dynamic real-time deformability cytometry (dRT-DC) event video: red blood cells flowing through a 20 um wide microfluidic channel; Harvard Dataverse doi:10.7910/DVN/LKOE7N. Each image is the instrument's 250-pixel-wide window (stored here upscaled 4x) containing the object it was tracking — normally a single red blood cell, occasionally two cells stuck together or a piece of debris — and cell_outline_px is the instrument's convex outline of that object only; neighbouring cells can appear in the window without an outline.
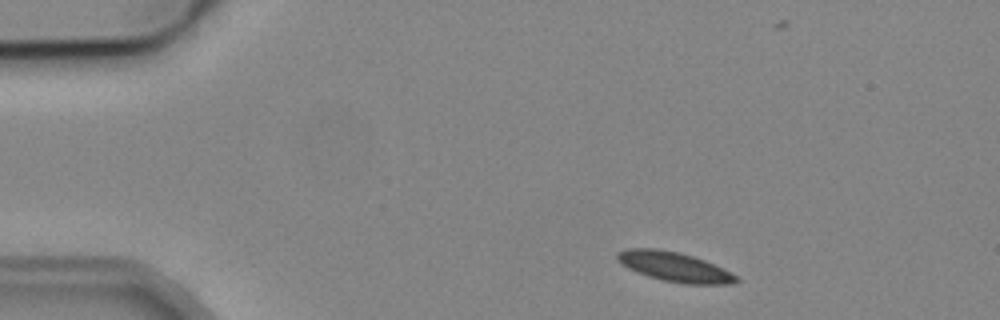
{"species": "common noctule bat (a hibernating species)", "species_latin": "Nyctalus noctula", "temperature_condition": "cold", "stored_images_in_passage": 2, "camera_frame_rate_fps": 3000, "um_per_image_px": 0.085, "animal": {"sex": "male", "body_mass_g": 19.2, "forearm_length_mm": 51.8}, "frame": {"image": 1, "passage_image": 1, "time_ms": 0.0, "image_size_px": [1000, 320], "cell_outline_px": [[740, 280], [732, 284], [684, 284], [664, 280], [648, 276], [628, 268], [616, 260], [616, 252], [628, 248], [656, 248], [680, 252], [704, 260], [736, 276]], "centroid_in_image_um": [57.27, 22.67], "position_along_channel_um": 27.7, "area_um2": 20.29}}